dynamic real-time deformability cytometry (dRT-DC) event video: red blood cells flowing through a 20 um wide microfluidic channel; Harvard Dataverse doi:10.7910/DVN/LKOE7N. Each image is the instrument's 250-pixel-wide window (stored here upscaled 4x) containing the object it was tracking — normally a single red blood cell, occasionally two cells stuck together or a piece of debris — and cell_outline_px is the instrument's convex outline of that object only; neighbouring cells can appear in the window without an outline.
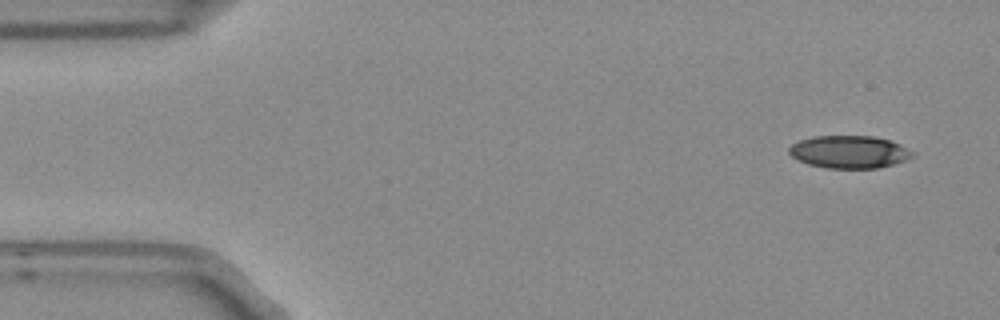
{"species": "Egyptian fruit bat (a non-hibernating species)", "species_latin": "Rousettus aegyptiacus", "temperature_condition": "room temperature", "stored_images_in_passage": 4, "camera_frame_rate_fps": 3000, "um_per_image_px": 0.085, "frame": {"image": 1, "passage_image": 1, "time_ms": 0.0, "image_size_px": [1000, 320], "cell_outline_px": [[916, 156], [892, 164], [876, 168], [828, 168], [808, 164], [796, 160], [788, 152], [788, 148], [792, 144], [800, 140], [812, 136], [872, 136], [892, 140], [916, 152]], "centroid_in_image_um": [72.2, 12.9], "position_along_channel_um": 12.8, "area_um2": 23.64}}
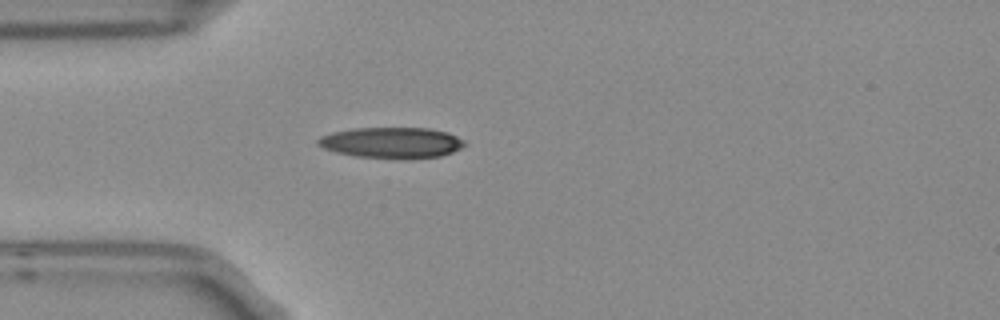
{"frame": {"image": 2, "passage_image": 4, "time_ms": 1.0, "image_size_px": [1000, 320], "cell_outline_px": [[468, 144], [452, 152], [440, 156], [404, 160], [400, 160], [356, 156], [336, 152], [324, 148], [316, 144], [316, 140], [320, 136], [332, 132], [352, 128], [428, 128], [448, 132], [464, 140]], "centroid_in_image_um": [33.29, 12.14], "position_along_channel_um": 51.7, "area_um2": 26.82}}